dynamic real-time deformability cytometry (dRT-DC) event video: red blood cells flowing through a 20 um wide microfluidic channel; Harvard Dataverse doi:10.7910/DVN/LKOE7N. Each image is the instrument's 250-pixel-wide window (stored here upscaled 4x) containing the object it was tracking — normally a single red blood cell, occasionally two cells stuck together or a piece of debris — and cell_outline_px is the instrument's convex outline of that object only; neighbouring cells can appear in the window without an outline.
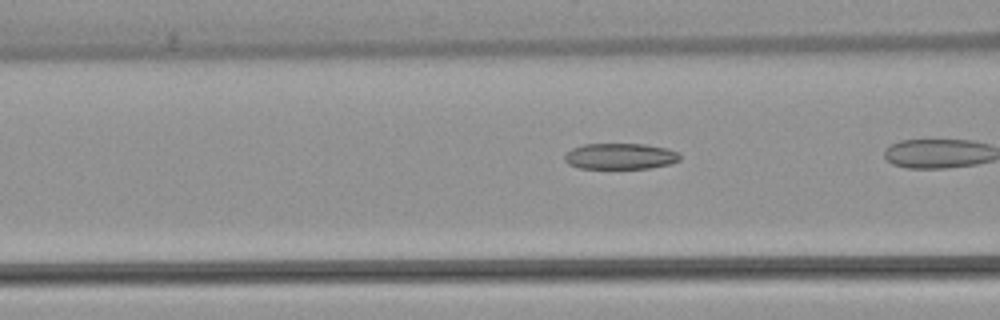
{"species": "common noctule bat (a hibernating species)", "species_latin": "Nyctalus noctula", "temperature_condition": "warm", "stored_images_in_passage": 20, "camera_frame_rate_fps": 3000, "um_per_image_px": 0.085, "animal": {"sex": "female", "body_mass_g": 22.7, "forearm_length_mm": 54.2}, "frame": {"image": 1, "passage_image": 15, "time_ms": 4.667, "image_size_px": [1000, 320], "cell_outline_px": [[680, 160], [672, 164], [648, 168], [580, 168], [568, 164], [564, 160], [564, 156], [572, 148], [584, 144], [644, 144], [668, 148], [680, 152]], "centroid_in_image_um": [52.76, 13.28], "position_along_channel_um": 113.8, "area_um2": 17.57}}